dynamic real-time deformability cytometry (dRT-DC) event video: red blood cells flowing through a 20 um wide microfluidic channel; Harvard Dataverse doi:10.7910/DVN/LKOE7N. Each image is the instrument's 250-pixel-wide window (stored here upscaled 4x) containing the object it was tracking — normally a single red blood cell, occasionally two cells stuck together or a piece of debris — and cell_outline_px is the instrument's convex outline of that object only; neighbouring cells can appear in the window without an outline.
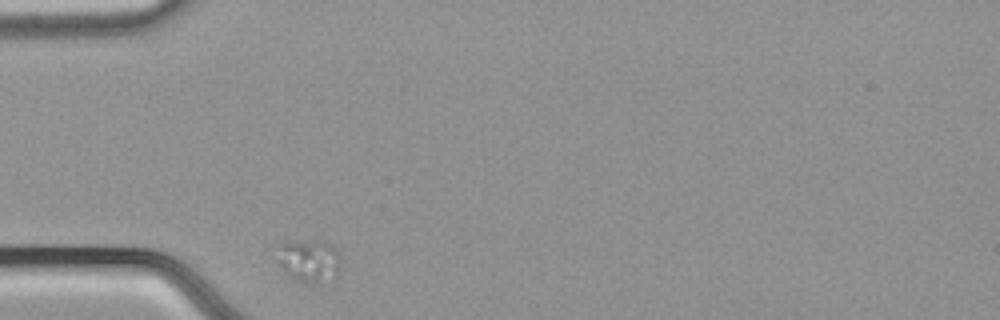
{"species": "common noctule bat (a hibernating species)", "species_latin": "Nyctalus noctula", "temperature_condition": "cold", "stored_images_in_passage": 18, "camera_frame_rate_fps": 3000, "um_per_image_px": 0.085, "animal": {"sex": "male", "body_mass_g": 21.5, "forearm_length_mm": 52.0}, "frame": {"image": 1, "passage_image": 1, "time_ms": 0.0, "image_size_px": [1000, 320], "cell_outline_px": [[340, 264], [336, 276], [316, 280], [296, 280], [284, 272], [276, 260], [276, 244], [316, 240], [324, 240], [332, 244], [340, 260]], "centroid_in_image_um": [26.2, 22.08], "position_along_channel_um": 58.8, "area_um2": 15.37}}
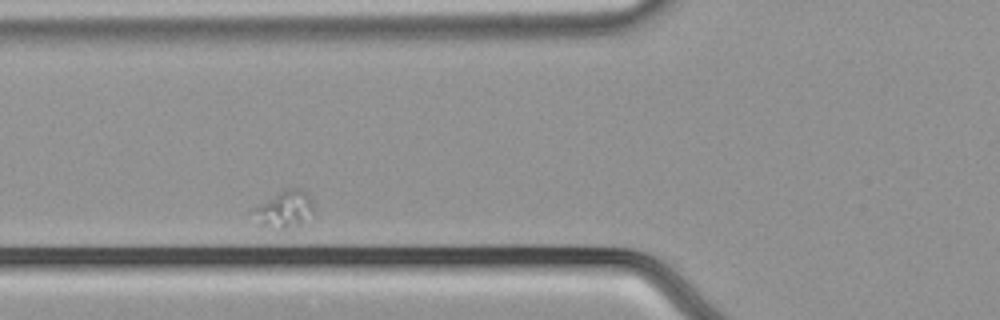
{"frame": {"image": 2, "passage_image": 6, "time_ms": 1.667, "image_size_px": [1000, 320], "cell_outline_px": [[312, 212], [304, 224], [296, 228], [268, 228], [260, 224], [256, 208], [284, 188], [300, 188], [308, 196], [312, 204]], "centroid_in_image_um": [24.27, 17.81], "position_along_channel_um": 101.5, "area_um2": 12.43}}